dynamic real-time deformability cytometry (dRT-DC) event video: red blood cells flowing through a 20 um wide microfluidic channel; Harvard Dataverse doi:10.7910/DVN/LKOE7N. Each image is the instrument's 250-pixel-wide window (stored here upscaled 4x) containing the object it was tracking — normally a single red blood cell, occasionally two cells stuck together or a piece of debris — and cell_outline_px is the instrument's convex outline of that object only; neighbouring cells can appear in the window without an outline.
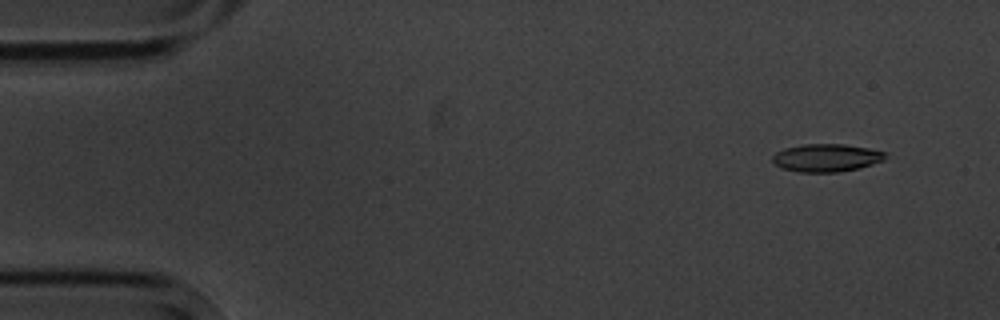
{"species": "common noctule bat (a hibernating species)", "species_latin": "Nyctalus noctula", "temperature_condition": "cold", "stored_images_in_passage": 5, "camera_frame_rate_fps": 3000, "um_per_image_px": 0.085, "animal": {"sex": "male", "body_mass_g": 20.1, "forearm_length_mm": 53.5}, "frame": {"image": 1, "passage_image": 2, "time_ms": 1.0, "image_size_px": [1000, 320], "cell_outline_px": [[888, 156], [884, 160], [860, 168], [840, 172], [800, 172], [780, 168], [772, 160], [772, 156], [776, 152], [784, 148], [804, 144], [844, 144], [868, 148], [888, 152]], "centroid_in_image_um": [70.27, 13.41], "position_along_channel_um": 14.7, "area_um2": 18.5}}
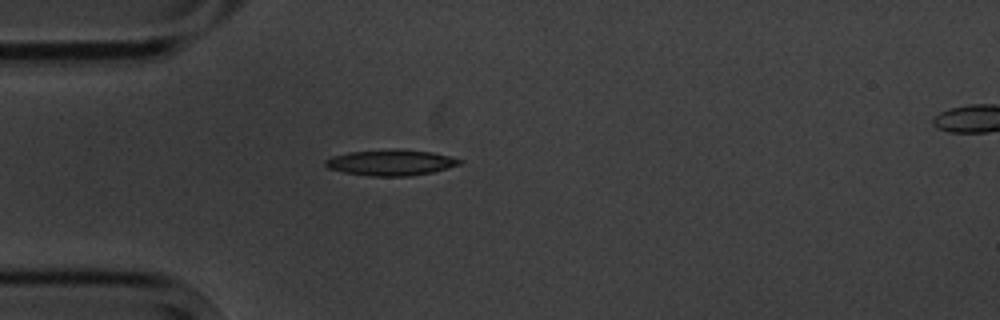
{"frame": {"image": 2, "passage_image": 5, "time_ms": 4.667, "image_size_px": [1000, 320], "cell_outline_px": [[464, 160], [460, 164], [448, 168], [432, 172], [408, 176], [368, 176], [344, 172], [328, 168], [324, 164], [324, 160], [332, 156], [348, 152], [432, 152]], "centroid_in_image_um": [33.19, 13.87], "position_along_channel_um": 51.8, "area_um2": 19.13}}